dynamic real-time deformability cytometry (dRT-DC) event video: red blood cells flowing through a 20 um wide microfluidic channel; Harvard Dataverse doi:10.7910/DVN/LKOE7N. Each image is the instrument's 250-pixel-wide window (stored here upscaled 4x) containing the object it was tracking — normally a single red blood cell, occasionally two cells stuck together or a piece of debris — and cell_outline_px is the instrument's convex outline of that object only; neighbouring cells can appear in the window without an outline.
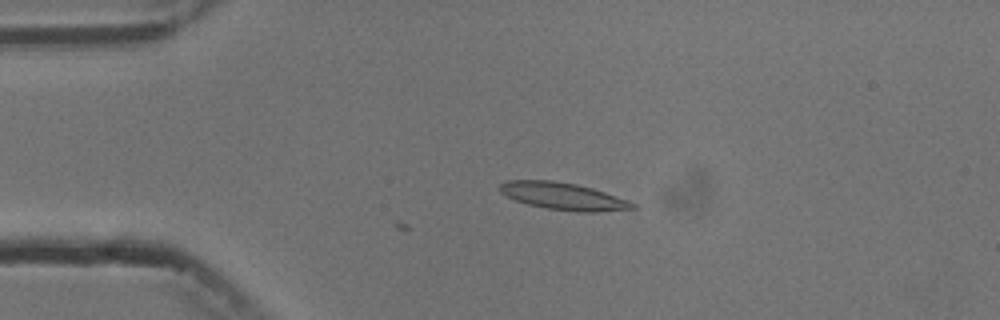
{"species": "common noctule bat (a hibernating species)", "species_latin": "Nyctalus noctula", "temperature_condition": "cold", "stored_images_in_passage": 2, "camera_frame_rate_fps": 3000, "um_per_image_px": 0.085, "animal": {"sex": "male", "body_mass_g": 13.3}, "frame": {"image": 1, "passage_image": 2, "time_ms": 1.0, "image_size_px": [1000, 320], "cell_outline_px": [[640, 208], [596, 212], [580, 212], [548, 208], [528, 204], [516, 200], [500, 192], [500, 184], [508, 180], [552, 180], [576, 184], [592, 188], [628, 200], [636, 204]], "centroid_in_image_um": [47.92, 16.68], "position_along_channel_um": 37.1, "area_um2": 20.87}}